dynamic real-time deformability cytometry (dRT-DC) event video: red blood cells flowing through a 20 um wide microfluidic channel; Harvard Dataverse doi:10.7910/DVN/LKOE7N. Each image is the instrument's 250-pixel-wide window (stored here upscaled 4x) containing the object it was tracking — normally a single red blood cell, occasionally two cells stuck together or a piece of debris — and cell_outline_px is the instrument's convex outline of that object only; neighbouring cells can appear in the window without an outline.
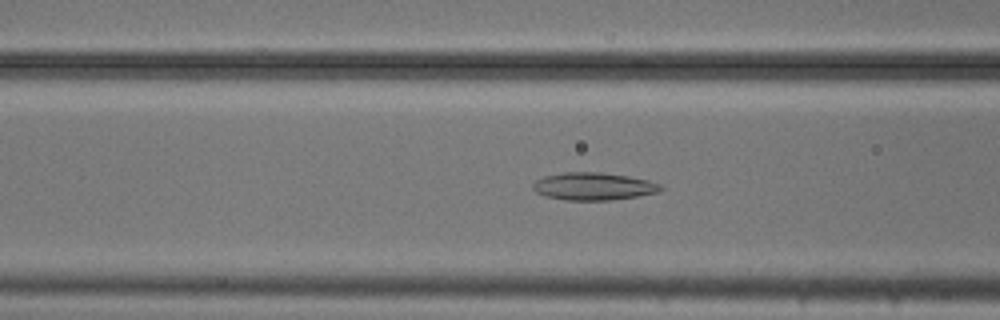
{"species": "common noctule bat (a hibernating species)", "species_latin": "Nyctalus noctula", "temperature_condition": "cold", "stored_images_in_passage": 53, "camera_frame_rate_fps": 3000, "um_per_image_px": 0.085, "animal": {"sex": "male", "body_mass_g": 20.5, "forearm_length_mm": 52.5}, "frame": {"image": 1, "passage_image": 20, "time_ms": 6.333, "image_size_px": [1000, 320], "cell_outline_px": [[664, 188], [660, 192], [612, 200], [564, 200], [544, 196], [536, 192], [532, 188], [532, 184], [536, 180], [544, 176], [564, 172], [600, 172], [628, 176], [648, 180], [660, 184]], "centroid_in_image_um": [50.43, 15.84], "position_along_channel_um": 116.2, "area_um2": 20.63}}
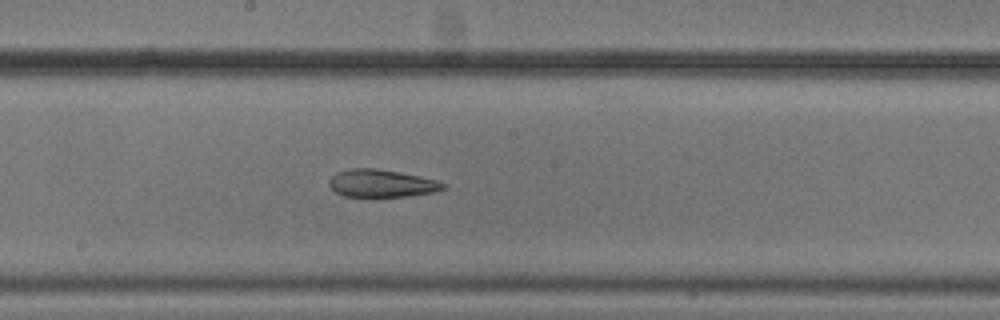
{"frame": {"image": 2, "passage_image": 28, "time_ms": 9.0, "image_size_px": [1000, 320], "cell_outline_px": [[448, 188], [432, 192], [408, 196], [344, 196], [336, 192], [328, 184], [328, 180], [336, 172], [352, 168], [376, 168], [400, 172], [420, 176], [436, 180], [448, 184]], "centroid_in_image_um": [32.45, 15.57], "position_along_channel_um": 215.7, "area_um2": 18.38}}
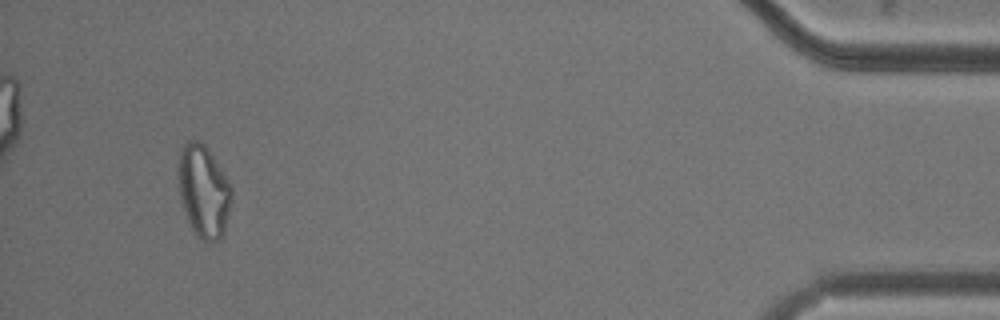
{"frame": {"image": 3, "passage_image": 50, "time_ms": 16.333, "image_size_px": [1000, 320], "cell_outline_px": [[232, 200], [224, 232], [220, 240], [208, 244], [200, 240], [196, 236], [188, 220], [180, 196], [176, 176], [180, 152], [184, 144], [188, 140], [200, 140], [208, 148], [228, 180], [232, 188]], "centroid_in_image_um": [17.3, 16.27], "position_along_channel_um": 417.9, "area_um2": 29.13}, "authors_computed_cell_mechanics": {"area_um2": 24.1604, "velocity_mm_per_s": 3.7187, "shape_relaxation_time_tau1_ms": null, "shape_relaxation_time_tau2_ms": 5.2762, "deformation_change_tau1": null, "deformation_change_tau2": 0.1324}}